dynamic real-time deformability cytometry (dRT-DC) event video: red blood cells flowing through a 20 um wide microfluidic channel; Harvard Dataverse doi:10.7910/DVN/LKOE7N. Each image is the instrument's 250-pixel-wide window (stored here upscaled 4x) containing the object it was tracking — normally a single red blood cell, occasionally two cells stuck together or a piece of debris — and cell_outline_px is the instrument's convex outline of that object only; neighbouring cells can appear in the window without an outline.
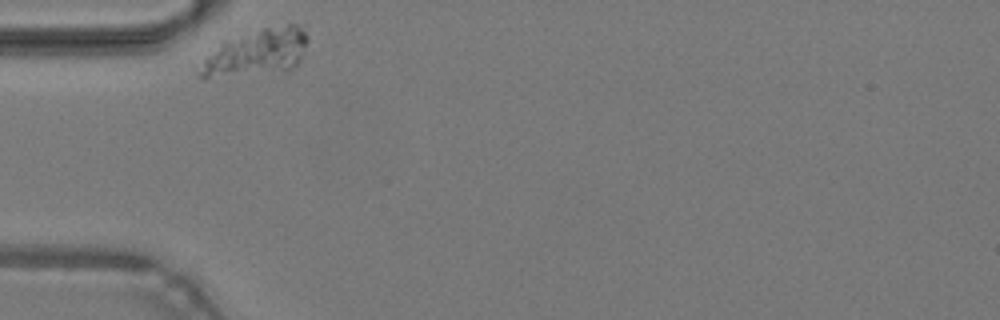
{"species": "common noctule bat (a hibernating species)", "species_latin": "Nyctalus noctula", "temperature_condition": "warm", "stored_images_in_passage": 29, "camera_frame_rate_fps": 3000, "um_per_image_px": 0.085, "animal": {"sex": "male", "body_mass_g": 19.2, "forearm_length_mm": 51.8}, "frame": {"image": 1, "passage_image": 1, "time_ms": 0.0, "image_size_px": [1000, 320], "cell_outline_px": [[308, 40], [300, 60], [292, 68], [284, 72], [204, 80], [200, 76], [200, 72], [204, 56], [220, 40], [264, 28], [288, 24], [308, 24]], "centroid_in_image_um": [21.8, 4.47], "position_along_channel_um": 63.2, "area_um2": 30.63}}
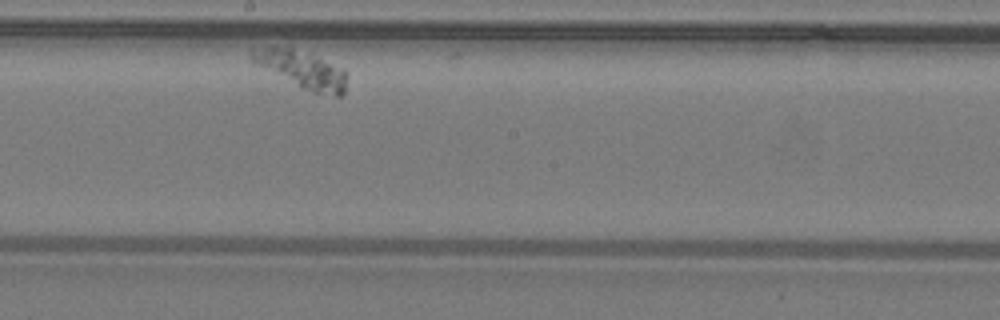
{"frame": {"image": 2, "passage_image": 16, "time_ms": 5.0, "image_size_px": [1000, 320], "cell_outline_px": [[348, 72], [344, 96], [336, 96], [312, 92], [300, 88], [252, 64], [248, 56], [252, 48], [288, 44], [308, 52], [344, 68]], "centroid_in_image_um": [25.6, 5.86], "position_along_channel_um": 222.6, "area_um2": 22.14}}
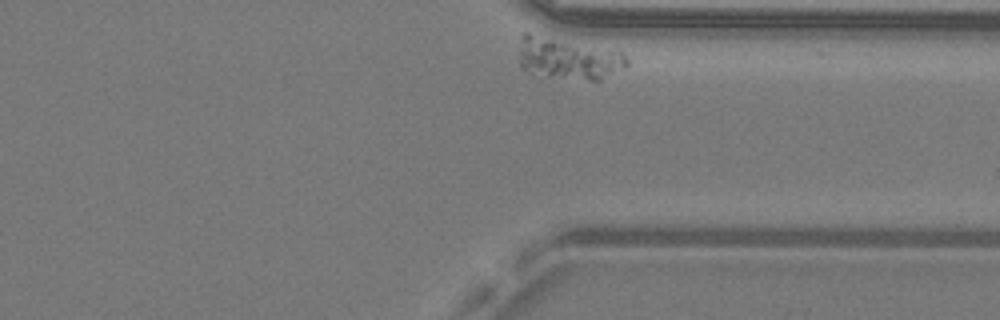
{"frame": {"image": 3, "passage_image": 29, "time_ms": 9.333, "image_size_px": [1000, 320], "cell_outline_px": [[628, 64], [600, 80], [592, 80], [544, 76], [520, 68], [520, 32], [528, 32], [620, 52], [628, 60]], "centroid_in_image_um": [48.22, 4.95], "position_along_channel_um": 363.2, "area_um2": 25.72}}